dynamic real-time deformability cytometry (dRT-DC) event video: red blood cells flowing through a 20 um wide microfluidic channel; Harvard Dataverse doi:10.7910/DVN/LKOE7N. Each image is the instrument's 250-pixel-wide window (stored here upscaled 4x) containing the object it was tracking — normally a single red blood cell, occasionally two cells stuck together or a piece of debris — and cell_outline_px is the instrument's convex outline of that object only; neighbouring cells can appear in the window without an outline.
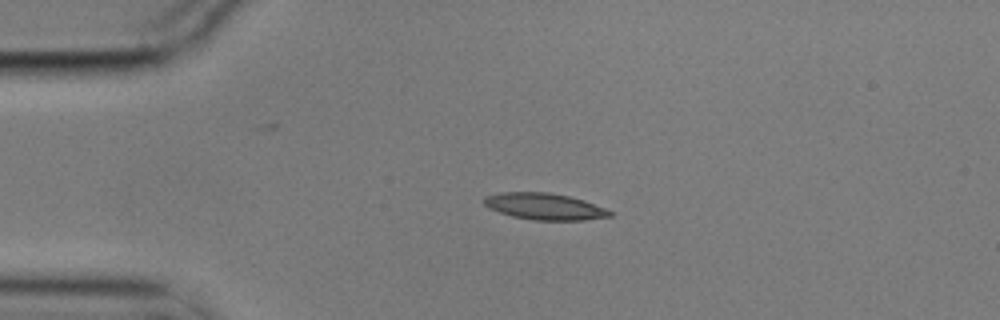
{"species": "common noctule bat (a hibernating species)", "species_latin": "Nyctalus noctula", "temperature_condition": "cold", "stored_images_in_passage": 4, "camera_frame_rate_fps": 3000, "um_per_image_px": 0.085, "animal": {"sex": "male", "body_mass_g": 17.9}, "frame": {"image": 1, "passage_image": 2, "time_ms": 0.333, "image_size_px": [1000, 320], "cell_outline_px": [[612, 216], [584, 220], [532, 220], [512, 216], [488, 208], [484, 204], [484, 196], [500, 192], [548, 192], [568, 196], [584, 200], [604, 208], [612, 212]], "centroid_in_image_um": [46.26, 17.54], "position_along_channel_um": 38.7, "area_um2": 19.42}}
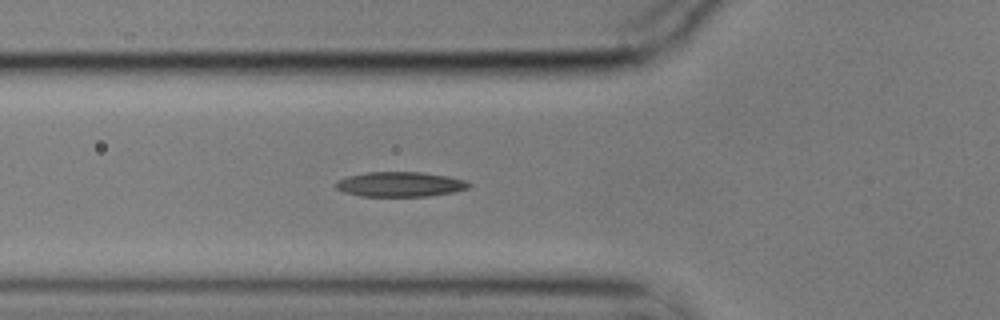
{"frame": {"image": 2, "passage_image": 4, "time_ms": 1.0, "image_size_px": [1000, 320], "cell_outline_px": [[472, 184], [468, 188], [452, 192], [428, 196], [360, 196], [344, 192], [336, 188], [332, 184], [336, 180], [348, 176], [368, 172], [420, 172], [448, 176], [464, 180]], "centroid_in_image_um": [33.96, 15.66], "position_along_channel_um": 91.8, "area_um2": 19.31}}